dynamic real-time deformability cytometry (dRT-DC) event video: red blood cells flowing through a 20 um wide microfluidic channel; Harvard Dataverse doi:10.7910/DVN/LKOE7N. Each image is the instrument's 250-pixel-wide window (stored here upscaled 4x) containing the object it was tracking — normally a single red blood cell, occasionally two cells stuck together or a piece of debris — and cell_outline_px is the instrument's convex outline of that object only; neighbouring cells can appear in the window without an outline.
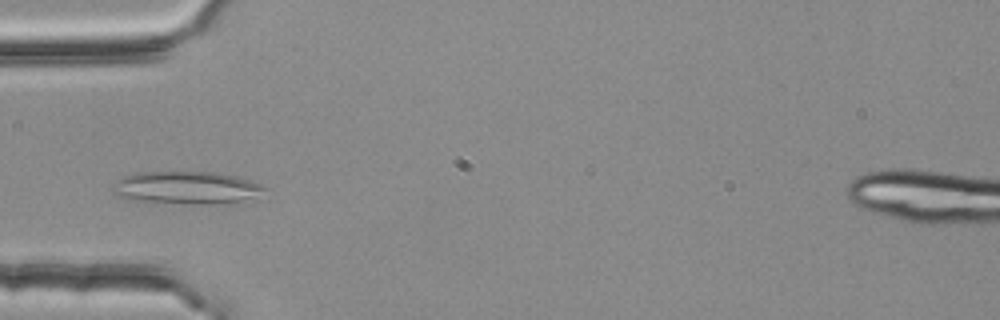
{"species": "common noctule bat (a hibernating species)", "species_latin": "Nyctalus noctula", "temperature_condition": "room temperature", "stored_images_in_passage": 5, "camera_frame_rate_fps": 3000, "um_per_image_px": 0.085, "animal": {"sex": "female", "body_mass_g": 25.1}, "frame": {"image": 1, "passage_image": 4, "time_ms": 1.0, "image_size_px": [1000, 320], "cell_outline_px": [[268, 188], [240, 200], [212, 204], [208, 204], [128, 200], [112, 192], [112, 184], [116, 180], [124, 176], [136, 172], [216, 172], [236, 176], [252, 180]], "centroid_in_image_um": [15.74, 15.93], "position_along_channel_um": 69.3, "area_um2": 28.38}}